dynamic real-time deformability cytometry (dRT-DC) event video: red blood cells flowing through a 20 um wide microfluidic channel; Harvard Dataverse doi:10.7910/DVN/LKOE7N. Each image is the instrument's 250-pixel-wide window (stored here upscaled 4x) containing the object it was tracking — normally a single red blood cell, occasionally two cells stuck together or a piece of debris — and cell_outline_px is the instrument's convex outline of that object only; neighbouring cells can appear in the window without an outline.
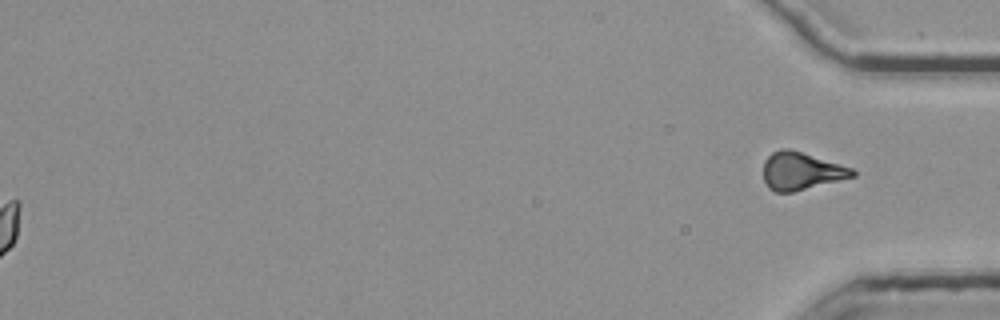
{"species": "common noctule bat (a hibernating species)", "species_latin": "Nyctalus noctula", "temperature_condition": "room temperature", "stored_images_in_passage": 41, "segment_of_instrument_passage": [2, 2], "camera_frame_rate_fps": 3000, "um_per_image_px": 0.085, "animal": {"sex": "female", "body_mass_g": 25.1}, "frame": {"image": 1, "passage_image": 41, "time_ms": 13.333, "image_size_px": [1000, 320], "cell_outline_px": [[856, 176], [792, 192], [776, 192], [768, 188], [764, 180], [764, 160], [772, 152], [780, 148], [788, 148], [852, 168], [856, 172]], "centroid_in_image_um": [68.08, 14.54], "position_along_channel_um": 367.1, "area_um2": 19.36}}